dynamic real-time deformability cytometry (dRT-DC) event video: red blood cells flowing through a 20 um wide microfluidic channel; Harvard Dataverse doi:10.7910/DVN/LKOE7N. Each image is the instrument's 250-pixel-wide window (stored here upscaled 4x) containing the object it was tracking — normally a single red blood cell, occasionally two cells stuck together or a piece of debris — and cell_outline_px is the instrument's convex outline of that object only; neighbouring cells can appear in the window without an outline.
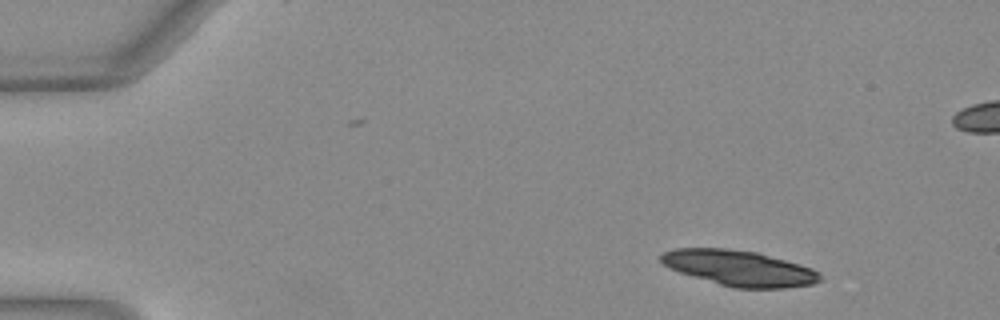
{"species": "Egyptian fruit bat (a non-hibernating species)", "species_latin": "Rousettus aegyptiacus", "temperature_condition": "warm", "stored_images_in_passage": 37, "camera_frame_rate_fps": 3000, "um_per_image_px": 0.085, "animal": {"sex": "female"}, "frame": {"image": 1, "passage_image": 6, "time_ms": 1.667, "image_size_px": [1000, 320], "cell_outline_px": [[824, 280], [812, 284], [784, 288], [732, 288], [680, 272], [668, 268], [660, 260], [660, 252], [672, 248], [728, 248], [756, 252], [800, 264], [812, 268], [820, 272], [824, 276]], "centroid_in_image_um": [62.85, 22.78], "position_along_channel_um": 22.2, "area_um2": 33.18}}